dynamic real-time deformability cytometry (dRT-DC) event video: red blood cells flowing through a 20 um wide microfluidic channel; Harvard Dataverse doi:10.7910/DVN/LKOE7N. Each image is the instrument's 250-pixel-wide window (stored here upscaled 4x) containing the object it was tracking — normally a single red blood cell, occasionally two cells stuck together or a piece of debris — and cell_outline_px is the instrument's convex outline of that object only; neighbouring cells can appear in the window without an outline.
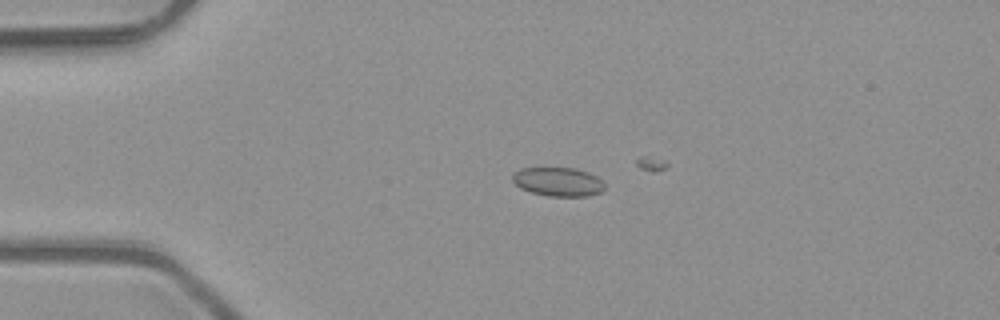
{"species": "common noctule bat (a hibernating species)", "species_latin": "Nyctalus noctula", "temperature_condition": "room temperature", "stored_images_in_passage": 4, "camera_frame_rate_fps": 3000, "um_per_image_px": 0.085, "animal": {"sex": "male", "body_mass_g": 23.1, "forearm_length_mm": 52.7}, "frame": {"image": 1, "passage_image": 3, "time_ms": 0.667, "image_size_px": [1000, 320], "cell_outline_px": [[604, 188], [600, 192], [588, 196], [548, 196], [532, 192], [520, 188], [512, 180], [512, 172], [520, 168], [572, 168], [588, 172], [604, 180]], "centroid_in_image_um": [47.43, 15.44], "position_along_channel_um": 37.6, "area_um2": 15.55}}